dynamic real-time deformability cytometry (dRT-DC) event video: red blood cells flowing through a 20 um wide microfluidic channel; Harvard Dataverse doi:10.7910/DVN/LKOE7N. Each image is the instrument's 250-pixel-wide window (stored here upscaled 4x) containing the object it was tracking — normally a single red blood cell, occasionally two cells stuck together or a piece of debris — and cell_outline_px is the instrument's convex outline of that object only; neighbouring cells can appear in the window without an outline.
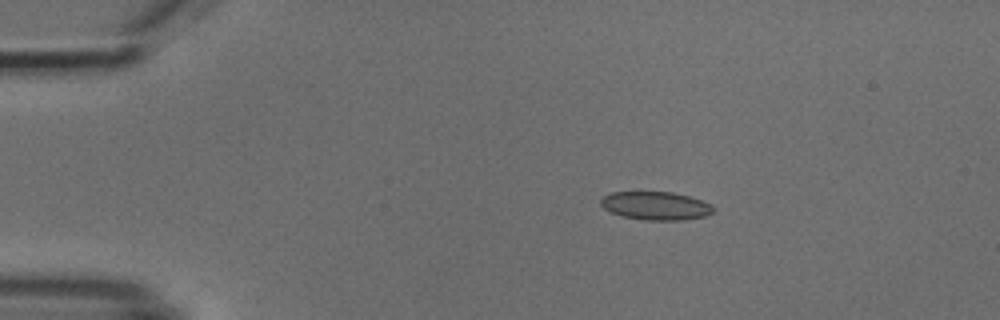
{"species": "common noctule bat (a hibernating species)", "species_latin": "Nyctalus noctula", "temperature_condition": "cold", "stored_images_in_passage": 5, "camera_frame_rate_fps": 3000, "um_per_image_px": 0.085, "animal": {"sex": "male", "body_mass_g": 18.8}, "frame": {"image": 1, "passage_image": 2, "time_ms": 2.333, "image_size_px": [1000, 320], "cell_outline_px": [[716, 208], [708, 216], [680, 220], [644, 220], [620, 216], [608, 212], [600, 204], [600, 200], [604, 196], [612, 192], [672, 192], [688, 196], [712, 204]], "centroid_in_image_um": [55.73, 17.5], "position_along_channel_um": 29.3, "area_um2": 18.73}}
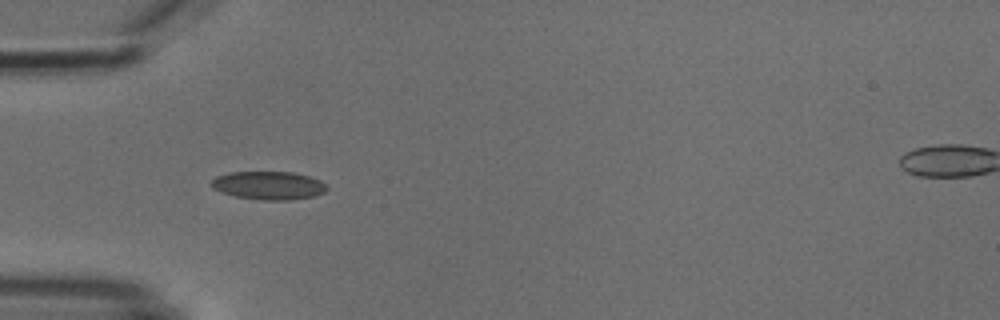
{"frame": {"image": 2, "passage_image": 4, "time_ms": 4.667, "image_size_px": [1000, 320], "cell_outline_px": [[328, 188], [324, 192], [316, 196], [288, 200], [264, 200], [236, 196], [220, 192], [212, 188], [208, 184], [216, 176], [232, 172], [292, 172], [308, 176], [320, 180]], "centroid_in_image_um": [22.81, 15.76], "position_along_channel_um": 62.2, "area_um2": 19.02}}
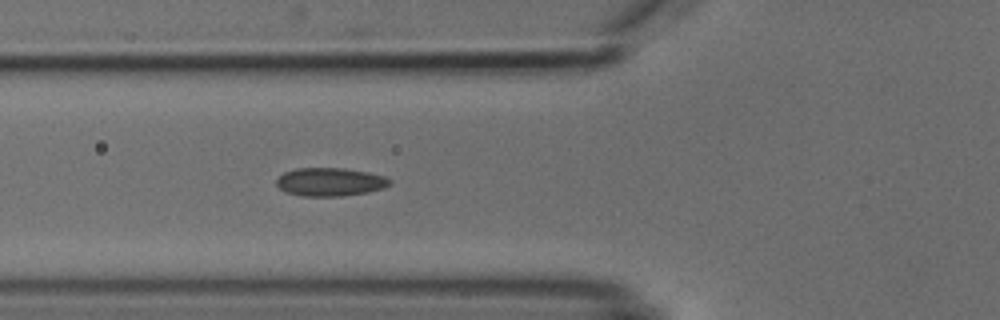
{"frame": {"image": 3, "passage_image": 5, "time_ms": 5.667, "image_size_px": [1000, 320], "cell_outline_px": [[392, 184], [384, 188], [368, 192], [340, 196], [300, 196], [288, 192], [280, 188], [276, 184], [276, 180], [284, 172], [296, 168], [344, 168], [368, 172], [384, 176], [392, 180]], "centroid_in_image_um": [28.09, 15.46], "position_along_channel_um": 97.7, "area_um2": 18.73}}